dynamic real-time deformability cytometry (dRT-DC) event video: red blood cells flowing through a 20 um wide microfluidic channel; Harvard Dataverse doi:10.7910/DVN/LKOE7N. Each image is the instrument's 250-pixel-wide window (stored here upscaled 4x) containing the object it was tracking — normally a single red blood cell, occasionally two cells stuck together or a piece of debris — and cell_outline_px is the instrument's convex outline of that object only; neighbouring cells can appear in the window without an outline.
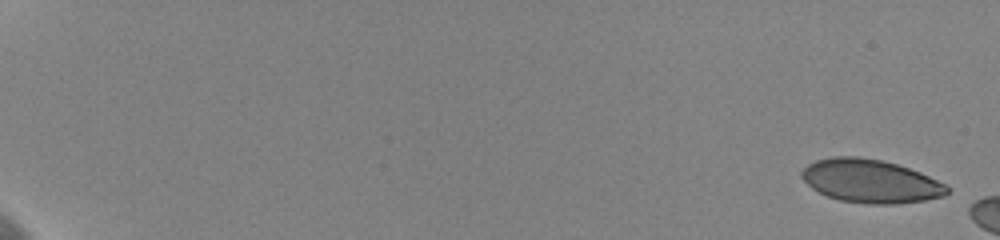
{"species": "human", "species_latin": "Homo sapiens", "temperature_condition": "cold", "stored_images_in_passage": 9, "camera_frame_rate_fps": 3000, "um_per_image_px": 0.085, "donor": {"sex": "female"}, "frame": {"image": 1, "passage_image": 1, "time_ms": 0.0, "image_size_px": [1000, 240], "cell_outline_px": [[948, 192], [944, 196], [924, 200], [896, 204], [872, 204], [840, 200], [828, 196], [812, 188], [800, 176], [800, 172], [808, 164], [816, 160], [832, 156], [856, 156], [880, 160], [896, 164], [920, 172], [948, 184]], "centroid_in_image_um": [74.0, 15.39], "position_along_channel_um": 11.0, "area_um2": 36.65}}